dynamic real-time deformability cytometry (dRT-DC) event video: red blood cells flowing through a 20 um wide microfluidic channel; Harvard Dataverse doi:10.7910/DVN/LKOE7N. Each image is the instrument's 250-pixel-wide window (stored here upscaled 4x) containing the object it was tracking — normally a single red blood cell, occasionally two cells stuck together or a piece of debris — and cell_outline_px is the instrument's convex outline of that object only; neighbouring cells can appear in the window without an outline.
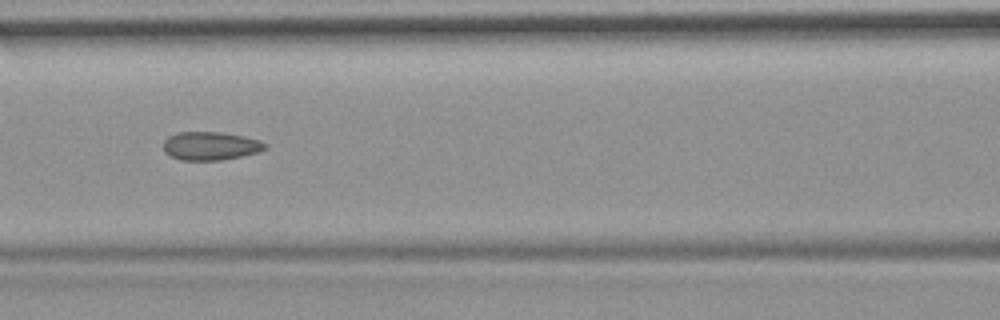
{"species": "common noctule bat (a hibernating species)", "species_latin": "Nyctalus noctula", "temperature_condition": "room temperature", "stored_images_in_passage": 55, "camera_frame_rate_fps": 3000, "um_per_image_px": 0.085, "animal": {"sex": "female", "body_mass_g": 19.9}, "frame": {"image": 1, "passage_image": 24, "time_ms": 7.667, "image_size_px": [1000, 320], "cell_outline_px": [[268, 148], [260, 152], [220, 160], [180, 160], [164, 152], [164, 140], [168, 136], [176, 132], [220, 132], [244, 136], [260, 140], [268, 144]], "centroid_in_image_um": [17.92, 12.39], "position_along_channel_um": 148.7, "area_um2": 16.94}}